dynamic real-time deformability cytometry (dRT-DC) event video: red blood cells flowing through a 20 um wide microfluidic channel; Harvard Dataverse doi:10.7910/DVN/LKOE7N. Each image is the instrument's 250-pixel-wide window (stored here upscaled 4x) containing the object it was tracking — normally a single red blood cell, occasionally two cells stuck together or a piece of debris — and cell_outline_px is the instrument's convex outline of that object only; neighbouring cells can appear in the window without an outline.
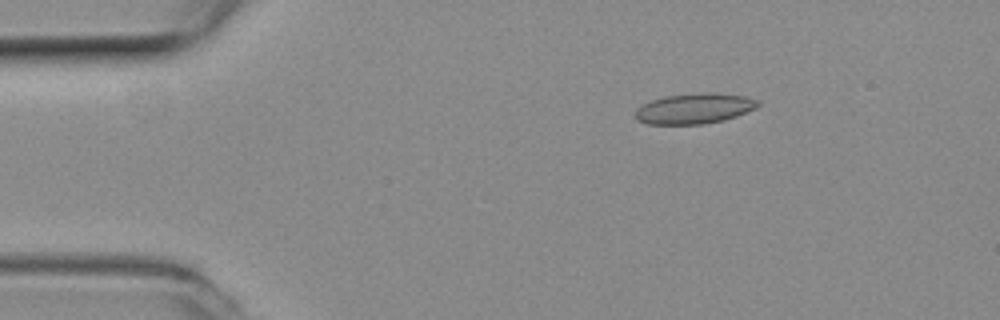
{"species": "common noctule bat (a hibernating species)", "species_latin": "Nyctalus noctula", "temperature_condition": "room temperature", "stored_images_in_passage": 53, "camera_frame_rate_fps": 3000, "um_per_image_px": 0.085, "animal": {"sex": "female", "body_mass_g": 19.3, "forearm_length_mm": 54.1}, "frame": {"image": 1, "passage_image": 9, "time_ms": 2.667, "image_size_px": [1000, 320], "cell_outline_px": [[760, 104], [756, 108], [736, 116], [724, 120], [704, 124], [648, 124], [636, 120], [636, 108], [652, 100], [668, 96], [700, 92], [712, 92], [744, 96], [760, 100]], "centroid_in_image_um": [59.05, 9.22], "position_along_channel_um": 25.9, "area_um2": 21.73}}
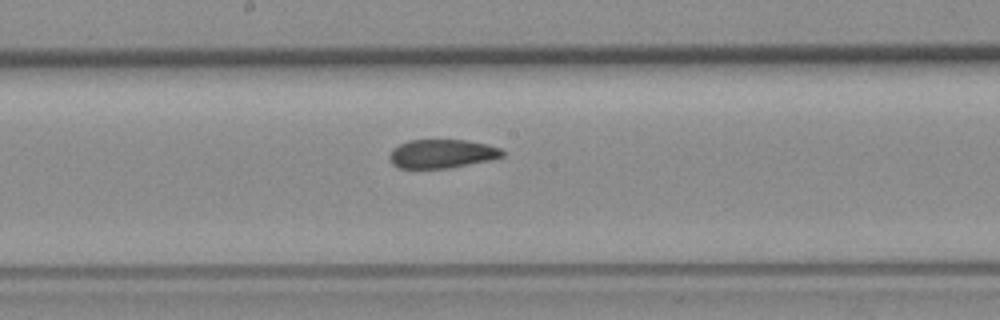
{"frame": {"image": 2, "passage_image": 28, "time_ms": 9.0, "image_size_px": [1000, 320], "cell_outline_px": [[504, 156], [488, 160], [448, 168], [396, 168], [392, 164], [388, 156], [392, 148], [408, 140], [464, 140], [484, 144], [500, 148], [504, 152]], "centroid_in_image_um": [37.5, 13.07], "position_along_channel_um": 210.7, "area_um2": 18.79}}
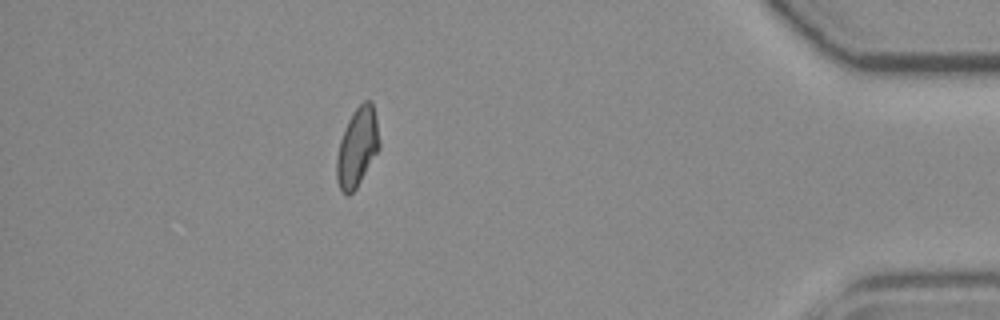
{"frame": {"image": 3, "passage_image": 47, "time_ms": 15.333, "image_size_px": [1000, 320], "cell_outline_px": [[380, 148], [356, 188], [348, 196], [340, 188], [336, 180], [336, 156], [340, 140], [344, 128], [352, 112], [364, 100], [372, 100], [376, 116], [380, 140]], "centroid_in_image_um": [30.37, 12.48], "position_along_channel_um": 404.8, "area_um2": 19.77}, "authors_computed_cell_mechanics": {"area_um2": 20.23, "velocity_mm_per_s": 3.9014, "shape_relaxation_time_tau1_ms": null, "shape_relaxation_time_tau2_ms": 3.4142, "deformation_change_tau1": null, "deformation_change_tau2": 0.0683}}